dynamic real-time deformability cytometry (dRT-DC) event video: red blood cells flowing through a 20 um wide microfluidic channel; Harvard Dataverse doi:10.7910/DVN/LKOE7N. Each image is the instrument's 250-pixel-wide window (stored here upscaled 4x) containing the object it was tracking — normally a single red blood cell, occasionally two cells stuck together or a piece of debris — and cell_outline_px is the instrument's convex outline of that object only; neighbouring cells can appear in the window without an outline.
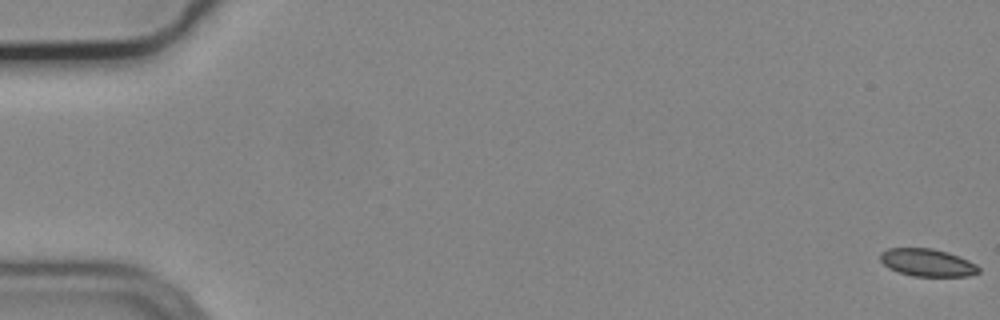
{"species": "common noctule bat (a hibernating species)", "species_latin": "Nyctalus noctula", "temperature_condition": "cold", "stored_images_in_passage": 58, "camera_frame_rate_fps": 3000, "um_per_image_px": 0.085, "animal": {"sex": "male", "body_mass_g": 19.2, "forearm_length_mm": 51.8}, "frame": {"image": 1, "passage_image": 1, "time_ms": 0.0, "image_size_px": [1000, 320], "cell_outline_px": [[980, 272], [968, 276], [912, 276], [888, 268], [880, 260], [880, 252], [888, 248], [932, 248], [948, 252], [968, 260], [976, 264], [980, 268]], "centroid_in_image_um": [78.82, 22.31], "position_along_channel_um": 6.2, "area_um2": 15.84}}
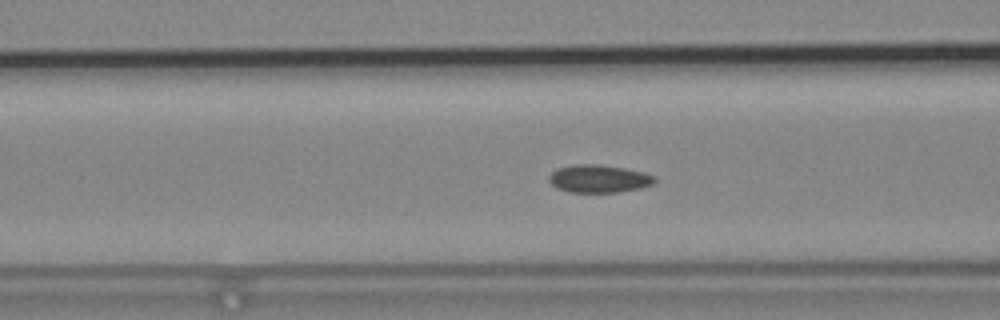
{"frame": {"image": 2, "passage_image": 23, "time_ms": 7.333, "image_size_px": [1000, 320], "cell_outline_px": [[656, 180], [652, 184], [640, 188], [616, 192], [568, 192], [556, 188], [548, 180], [548, 176], [556, 168], [572, 164], [596, 164], [624, 168], [644, 172], [652, 176]], "centroid_in_image_um": [50.84, 15.18], "position_along_channel_um": 115.8, "area_um2": 17.11}}
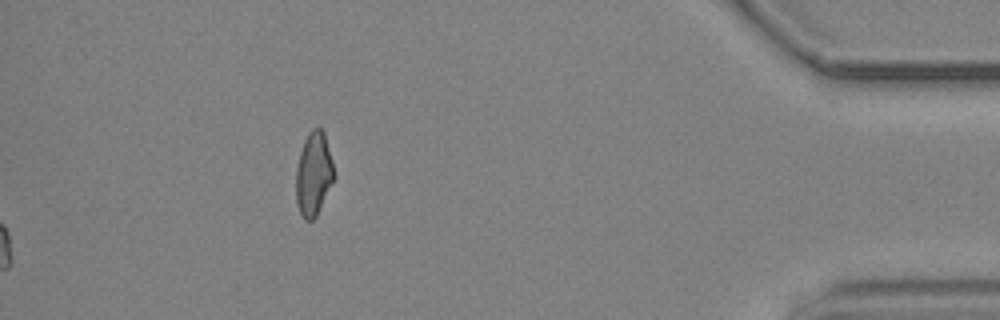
{"frame": {"image": 3, "passage_image": 58, "time_ms": 19.0, "image_size_px": [1000, 320], "cell_outline_px": [[336, 176], [316, 216], [312, 220], [304, 220], [300, 212], [296, 200], [296, 168], [300, 152], [304, 140], [308, 132], [312, 128], [320, 128], [324, 132], [332, 160]], "centroid_in_image_um": [26.66, 14.77], "position_along_channel_um": 408.5, "area_um2": 18.55}}